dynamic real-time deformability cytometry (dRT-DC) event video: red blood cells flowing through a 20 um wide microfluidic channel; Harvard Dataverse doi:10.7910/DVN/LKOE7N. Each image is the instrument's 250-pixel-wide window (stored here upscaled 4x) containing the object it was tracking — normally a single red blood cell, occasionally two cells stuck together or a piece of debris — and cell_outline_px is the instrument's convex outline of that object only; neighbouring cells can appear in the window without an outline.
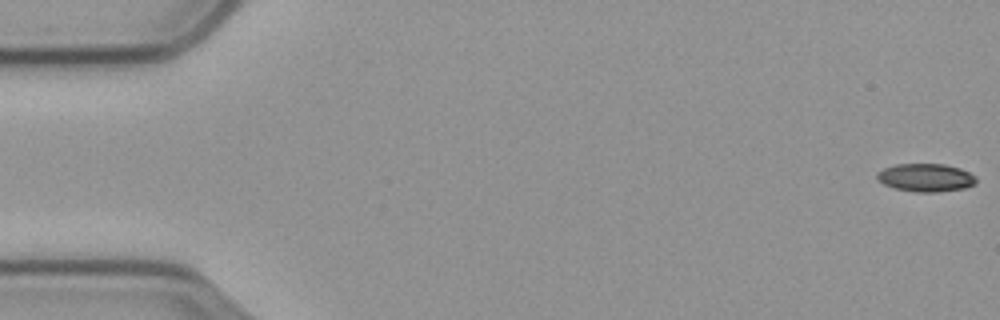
{"species": "common noctule bat (a hibernating species)", "species_latin": "Nyctalus noctula", "temperature_condition": "cold", "stored_images_in_passage": 59, "camera_frame_rate_fps": 3000, "um_per_image_px": 0.085, "animal": {"sex": "male", "body_mass_g": 23.1, "forearm_length_mm": 52.7}, "frame": {"image": 1, "passage_image": 1, "time_ms": 0.0, "image_size_px": [1000, 320], "cell_outline_px": [[976, 184], [964, 188], [936, 192], [916, 192], [896, 188], [884, 184], [876, 180], [876, 172], [884, 168], [896, 164], [944, 164], [960, 168], [976, 176]], "centroid_in_image_um": [78.68, 15.09], "position_along_channel_um": 6.3, "area_um2": 16.24}}
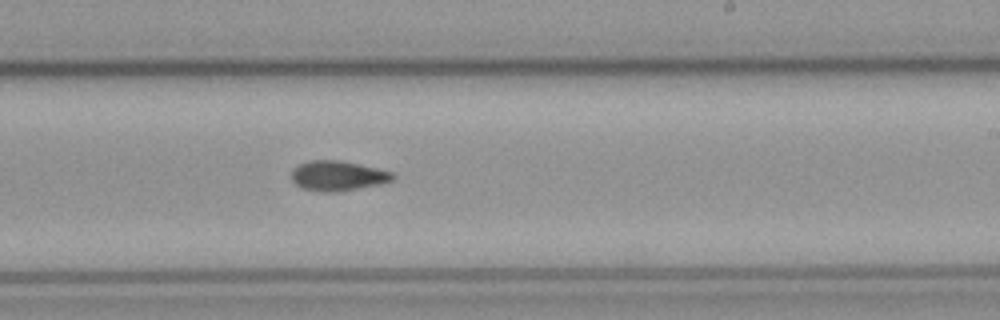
{"frame": {"image": 2, "passage_image": 35, "time_ms": 11.333, "image_size_px": [1000, 320], "cell_outline_px": [[392, 180], [380, 184], [340, 192], [320, 192], [304, 188], [296, 184], [292, 180], [292, 168], [308, 160], [340, 160], [360, 164], [392, 172]], "centroid_in_image_um": [28.68, 14.94], "position_along_channel_um": 260.3, "area_um2": 17.63}}
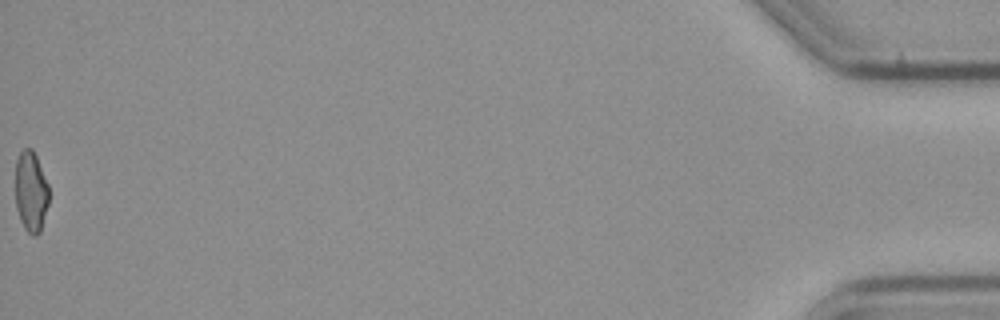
{"frame": {"image": 3, "passage_image": 59, "time_ms": 19.333, "image_size_px": [1000, 320], "cell_outline_px": [[48, 204], [40, 232], [36, 236], [32, 236], [24, 228], [20, 220], [16, 208], [16, 160], [20, 152], [24, 148], [32, 148], [36, 156], [48, 184]], "centroid_in_image_um": [2.62, 16.3], "position_along_channel_um": 432.6, "area_um2": 15.72}, "authors_computed_cell_mechanics": {"area_um2": 17.1666, "velocity_mm_per_s": 3.5333, "shape_relaxation_time_tau1_ms": null, "shape_relaxation_time_tau2_ms": 9.0436, "deformation_change_tau1": null, "deformation_change_tau2": 0.1452}}